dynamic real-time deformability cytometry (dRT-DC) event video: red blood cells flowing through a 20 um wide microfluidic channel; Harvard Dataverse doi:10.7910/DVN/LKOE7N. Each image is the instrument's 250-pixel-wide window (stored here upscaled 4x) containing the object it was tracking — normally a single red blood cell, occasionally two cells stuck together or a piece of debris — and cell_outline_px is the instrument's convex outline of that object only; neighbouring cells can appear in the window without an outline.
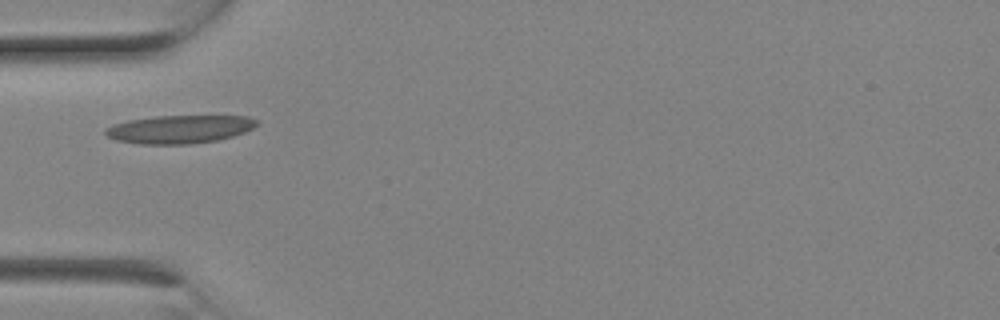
{"species": "Egyptian fruit bat (a non-hibernating species)", "species_latin": "Rousettus aegyptiacus", "temperature_condition": "room temperature", "stored_images_in_passage": 1, "camera_frame_rate_fps": 3000, "um_per_image_px": 0.085, "animal": {"sex": "female"}, "frame": {"image": 1, "passage_image": 1, "time_ms": 0.0, "image_size_px": [1000, 320], "cell_outline_px": [[260, 120], [252, 128], [244, 132], [232, 136], [216, 140], [188, 144], [140, 144], [116, 140], [108, 136], [104, 132], [112, 124], [128, 120], [156, 116], [248, 116]], "centroid_in_image_um": [15.26, 10.98], "position_along_channel_um": 69.7, "area_um2": 24.68}}